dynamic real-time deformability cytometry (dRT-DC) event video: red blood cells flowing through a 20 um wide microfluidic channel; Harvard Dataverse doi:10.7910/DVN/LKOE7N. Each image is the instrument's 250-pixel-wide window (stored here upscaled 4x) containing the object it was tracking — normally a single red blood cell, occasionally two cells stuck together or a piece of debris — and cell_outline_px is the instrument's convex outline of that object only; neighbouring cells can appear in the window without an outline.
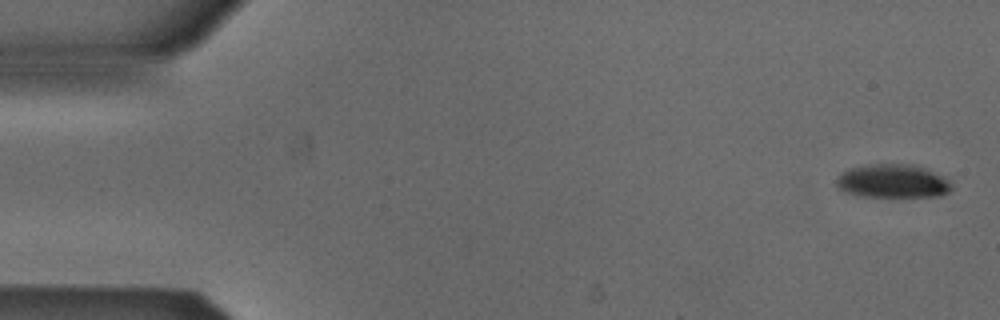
{"species": "Egyptian fruit bat (a non-hibernating species)", "species_latin": "Rousettus aegyptiacus", "temperature_condition": "cold", "stored_images_in_passage": 52, "camera_frame_rate_fps": 3000, "um_per_image_px": 0.085, "animal": {"sex": "male"}, "frame": {"image": 1, "passage_image": 1, "time_ms": 0.0, "image_size_px": [1000, 320], "cell_outline_px": [[952, 188], [948, 192], [940, 196], [864, 196], [848, 192], [840, 188], [836, 184], [836, 180], [844, 172], [852, 168], [868, 164], [912, 164], [924, 168], [948, 180], [952, 184]], "centroid_in_image_um": [75.91, 15.39], "position_along_channel_um": 9.1, "area_um2": 21.96}}
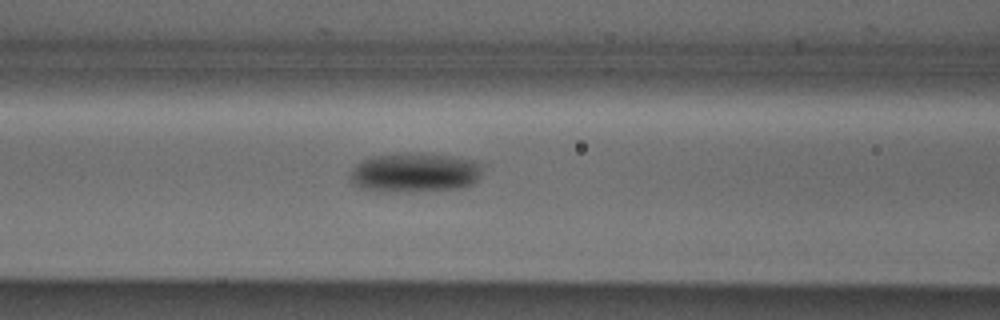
{"frame": {"image": 2, "passage_image": 21, "time_ms": 6.667, "image_size_px": [1000, 320], "cell_outline_px": [[484, 164], [476, 180], [472, 184], [460, 188], [412, 192], [376, 192], [360, 188], [352, 184], [352, 168], [356, 164], [364, 160], [376, 156], [452, 156], [472, 160]], "centroid_in_image_um": [35.25, 14.74], "position_along_channel_um": 131.3, "area_um2": 29.48}}
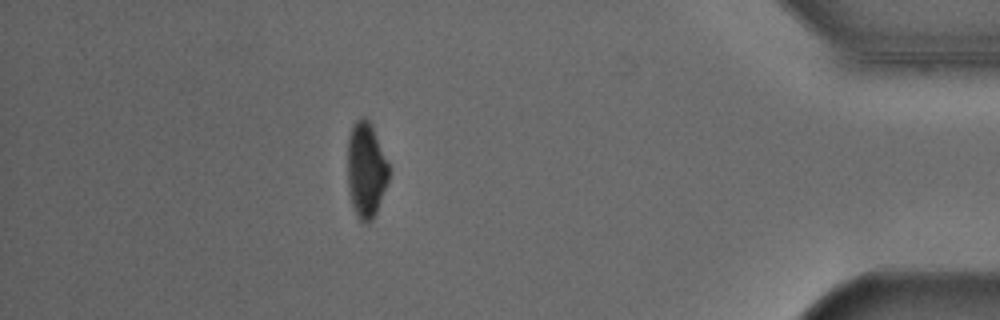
{"frame": {"image": 3, "passage_image": 46, "time_ms": 15.0, "image_size_px": [1000, 320], "cell_outline_px": [[388, 180], [376, 212], [372, 220], [368, 224], [364, 224], [356, 216], [348, 192], [348, 136], [356, 120], [360, 116], [364, 116], [372, 124], [388, 164]], "centroid_in_image_um": [31.1, 14.45], "position_along_channel_um": 404.1, "area_um2": 22.89}, "authors_computed_cell_mechanics": {"area_um2": 25.9522, "velocity_mm_per_s": 3.8653, "shape_relaxation_time_tau1_ms": 3.1401, "shape_relaxation_time_tau2_ms": null, "deformation_change_tau1": 0.1124, "deformation_change_tau2": null}}